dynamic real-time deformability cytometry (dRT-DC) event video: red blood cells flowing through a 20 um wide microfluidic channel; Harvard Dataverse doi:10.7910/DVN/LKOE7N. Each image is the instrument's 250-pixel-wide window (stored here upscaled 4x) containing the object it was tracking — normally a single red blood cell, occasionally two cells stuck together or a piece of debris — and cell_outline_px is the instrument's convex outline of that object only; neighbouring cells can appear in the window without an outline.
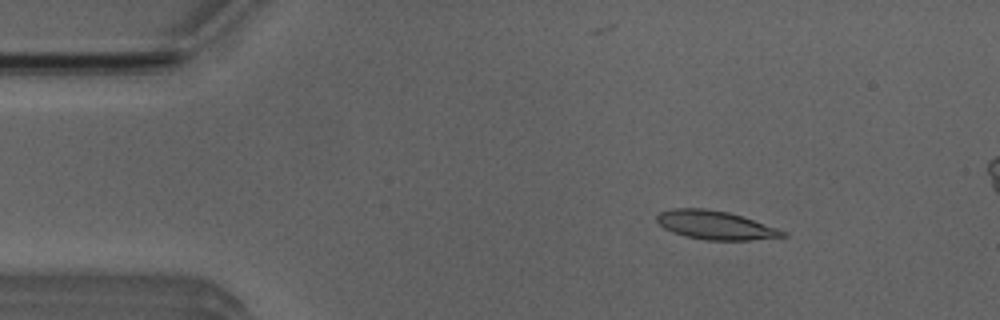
{"species": "Egyptian fruit bat (a non-hibernating species)", "species_latin": "Rousettus aegyptiacus", "temperature_condition": "room temperature", "stored_images_in_passage": 53, "camera_frame_rate_fps": 3000, "um_per_image_px": 0.085, "animal": {"sex": "male"}, "frame": {"image": 1, "passage_image": 7, "time_ms": 2.0, "image_size_px": [1000, 320], "cell_outline_px": [[788, 236], [752, 240], [704, 240], [684, 236], [672, 232], [664, 228], [656, 220], [656, 216], [660, 212], [672, 208], [704, 208], [728, 212], [788, 232]], "centroid_in_image_um": [60.77, 19.14], "position_along_channel_um": 24.2, "area_um2": 20.92}}
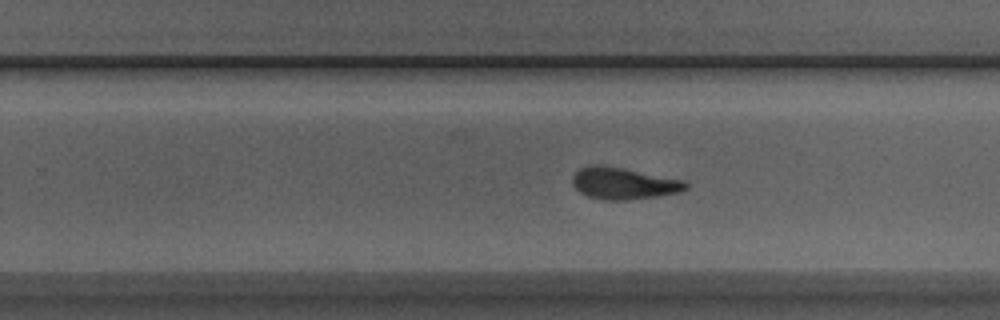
{"frame": {"image": 2, "passage_image": 32, "time_ms": 10.333, "image_size_px": [1000, 320], "cell_outline_px": [[688, 188], [680, 192], [656, 196], [624, 200], [604, 200], [588, 196], [580, 192], [572, 184], [572, 176], [580, 168], [592, 164], [596, 164], [620, 168], [684, 180], [688, 184]], "centroid_in_image_um": [52.98, 15.59], "position_along_channel_um": 276.8, "area_um2": 20.69}}
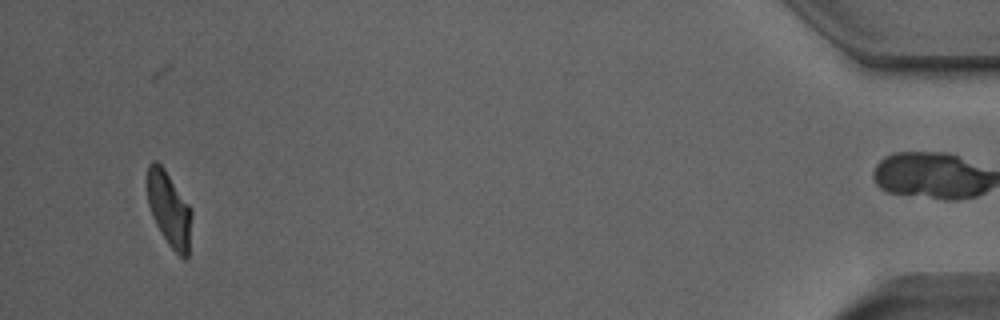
{"frame": {"image": 3, "passage_image": 50, "time_ms": 16.333, "image_size_px": [1000, 320], "cell_outline_px": [[192, 212], [188, 256], [184, 260], [168, 244], [156, 224], [152, 216], [148, 204], [144, 180], [148, 164], [152, 160], [156, 160], [164, 168], [188, 204]], "centroid_in_image_um": [14.32, 17.72], "position_along_channel_um": 420.9, "area_um2": 19.59}, "authors_computed_cell_mechanics": {"area_um2": 20.808, "velocity_mm_per_s": 3.8252, "shape_relaxation_time_tau1_ms": 6.8697, "shape_relaxation_time_tau2_ms": 2.3531, "deformation_change_tau1": 0.1909, "deformation_change_tau2": 0.1037}}